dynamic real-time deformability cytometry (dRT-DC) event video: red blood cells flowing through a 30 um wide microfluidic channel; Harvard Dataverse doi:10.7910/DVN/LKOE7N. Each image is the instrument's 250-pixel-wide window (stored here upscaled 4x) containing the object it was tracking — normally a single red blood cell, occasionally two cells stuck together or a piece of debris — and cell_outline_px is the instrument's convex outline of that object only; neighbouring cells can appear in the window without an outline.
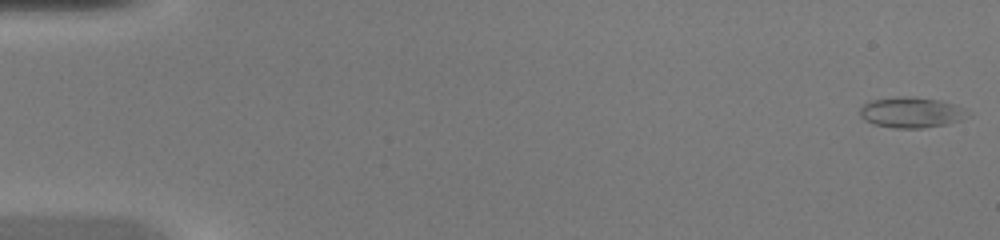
{"species": "common noctule bat (a hibernating species)", "species_latin": "Nyctalus noctula", "temperature_condition": "warm", "stored_images_in_passage": 46, "camera_frame_rate_fps": 3000, "um_per_image_px": 0.085, "animal": {"sex": "female", "body_mass_g": 20.0, "forearm_length_mm": 54.0}, "frame": {"image": 1, "passage_image": 1, "time_ms": 0.0, "image_size_px": [1000, 240], "cell_outline_px": [[972, 116], [960, 120], [944, 124], [920, 128], [896, 128], [872, 124], [864, 120], [860, 116], [860, 108], [864, 104], [872, 100], [900, 96], [916, 96], [940, 100], [964, 108]], "centroid_in_image_um": [77.46, 9.55], "position_along_channel_um": 7.5, "area_um2": 19.31}}
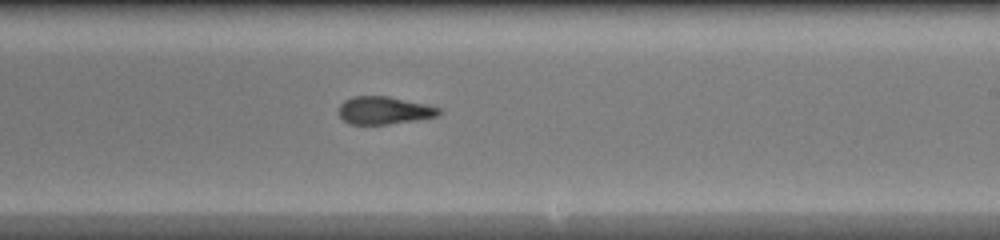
{"frame": {"image": 2, "passage_image": 28, "time_ms": 9.0, "image_size_px": [1000, 240], "cell_outline_px": [[444, 112], [440, 116], [388, 124], [348, 124], [340, 116], [340, 104], [344, 100], [352, 96], [388, 96], [424, 104], [440, 108]], "centroid_in_image_um": [32.67, 9.38], "position_along_channel_um": 256.3, "area_um2": 16.13}}
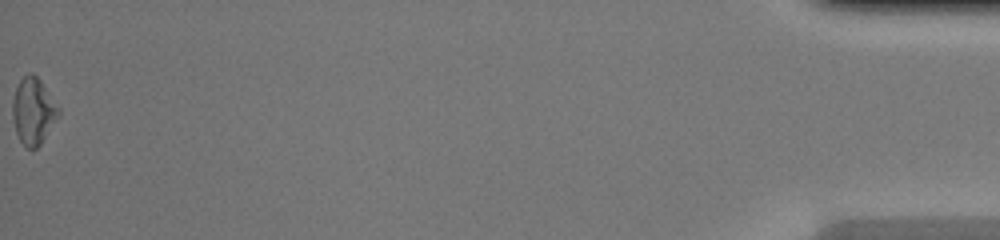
{"frame": {"image": 3, "passage_image": 46, "time_ms": 15.0, "image_size_px": [1000, 240], "cell_outline_px": [[60, 112], [40, 144], [36, 148], [28, 148], [20, 140], [16, 132], [12, 116], [12, 100], [16, 88], [20, 80], [28, 72], [32, 72], [40, 80], [60, 108]], "centroid_in_image_um": [2.81, 9.41], "position_along_channel_um": 432.4, "area_um2": 17.51}}